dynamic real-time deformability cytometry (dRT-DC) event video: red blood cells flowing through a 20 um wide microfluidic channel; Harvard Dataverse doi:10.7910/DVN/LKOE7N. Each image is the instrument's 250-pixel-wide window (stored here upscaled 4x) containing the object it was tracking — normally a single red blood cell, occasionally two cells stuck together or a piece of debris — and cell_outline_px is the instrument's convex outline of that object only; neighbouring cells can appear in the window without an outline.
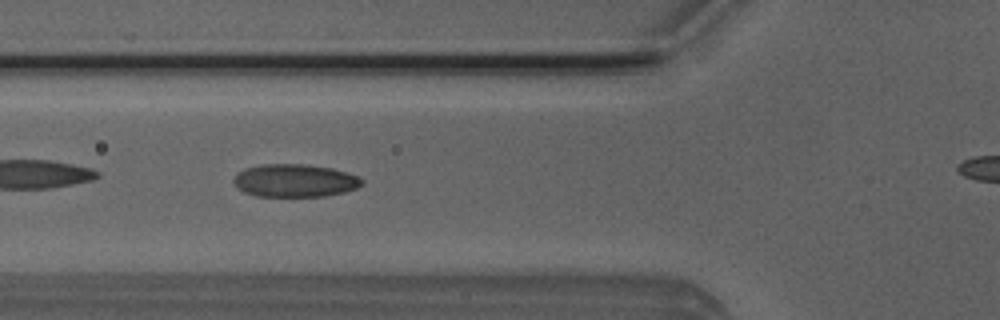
{"species": "Egyptian fruit bat (a non-hibernating species)", "species_latin": "Rousettus aegyptiacus", "temperature_condition": "room temperature", "stored_images_in_passage": 6, "camera_frame_rate_fps": 3000, "um_per_image_px": 0.085, "animal": {"sex": "male"}, "frame": {"image": 1, "passage_image": 4, "time_ms": 1.0, "image_size_px": [1000, 320], "cell_outline_px": [[364, 184], [356, 188], [344, 192], [324, 196], [256, 196], [244, 192], [236, 188], [232, 180], [236, 172], [244, 168], [260, 164], [304, 164], [332, 168], [348, 172], [360, 176], [364, 180]], "centroid_in_image_um": [25.04, 15.34], "position_along_channel_um": 100.8, "area_um2": 24.97}}